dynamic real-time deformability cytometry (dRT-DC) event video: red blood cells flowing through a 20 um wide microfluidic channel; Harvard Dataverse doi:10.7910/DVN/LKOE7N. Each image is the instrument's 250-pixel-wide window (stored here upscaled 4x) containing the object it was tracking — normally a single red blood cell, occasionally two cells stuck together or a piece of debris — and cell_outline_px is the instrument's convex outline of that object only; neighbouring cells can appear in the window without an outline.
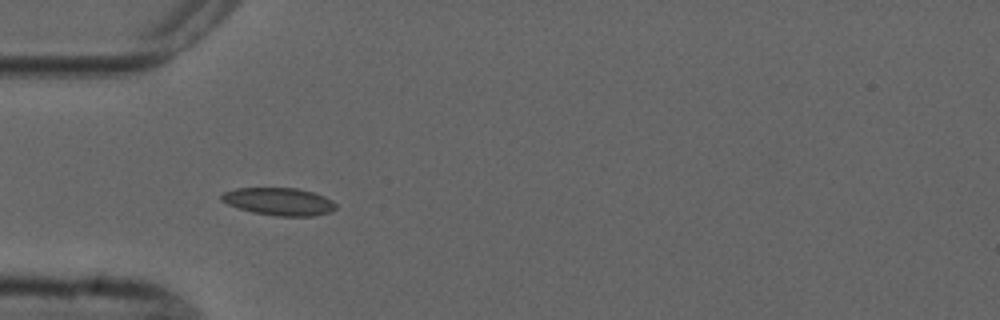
{"species": "common noctule bat (a hibernating species)", "species_latin": "Nyctalus noctula", "temperature_condition": "cold", "stored_images_in_passage": 7, "camera_frame_rate_fps": 3000, "um_per_image_px": 0.085, "animal": {"sex": "male", "forearm_length_mm": 52.5}, "frame": {"image": 1, "passage_image": 5, "time_ms": 4.667, "image_size_px": [1000, 320], "cell_outline_px": [[336, 208], [332, 212], [312, 216], [276, 216], [252, 212], [228, 204], [220, 200], [220, 196], [224, 192], [236, 188], [296, 188], [312, 192], [324, 196], [332, 200], [336, 204]], "centroid_in_image_um": [23.73, 17.13], "position_along_channel_um": 61.3, "area_um2": 18.38}}
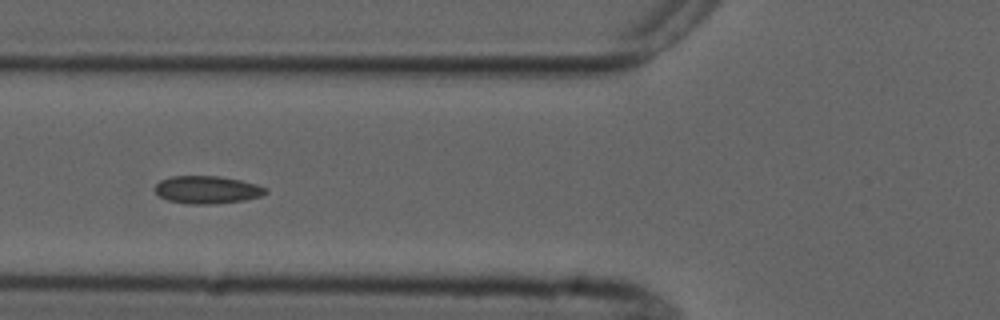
{"frame": {"image": 2, "passage_image": 6, "time_ms": 6.0, "image_size_px": [1000, 320], "cell_outline_px": [[268, 192], [260, 196], [244, 200], [212, 204], [188, 204], [168, 200], [160, 196], [156, 192], [156, 184], [160, 180], [172, 176], [216, 176], [240, 180], [256, 184], [268, 188]], "centroid_in_image_um": [17.62, 16.13], "position_along_channel_um": 108.2, "area_um2": 17.74}}
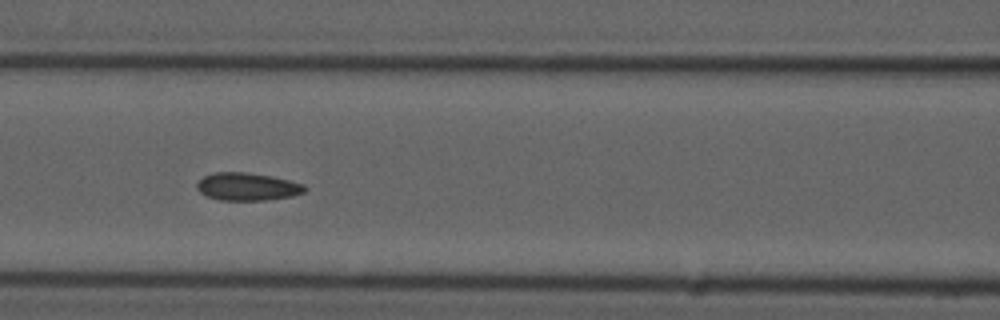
{"frame": {"image": 3, "passage_image": 7, "time_ms": 7.0, "image_size_px": [1000, 320], "cell_outline_px": [[308, 188], [304, 192], [292, 196], [264, 200], [220, 200], [208, 196], [200, 192], [196, 188], [196, 184], [204, 176], [216, 172], [244, 172], [272, 176], [304, 184]], "centroid_in_image_um": [21.03, 15.86], "position_along_channel_um": 145.6, "area_um2": 17.34}}